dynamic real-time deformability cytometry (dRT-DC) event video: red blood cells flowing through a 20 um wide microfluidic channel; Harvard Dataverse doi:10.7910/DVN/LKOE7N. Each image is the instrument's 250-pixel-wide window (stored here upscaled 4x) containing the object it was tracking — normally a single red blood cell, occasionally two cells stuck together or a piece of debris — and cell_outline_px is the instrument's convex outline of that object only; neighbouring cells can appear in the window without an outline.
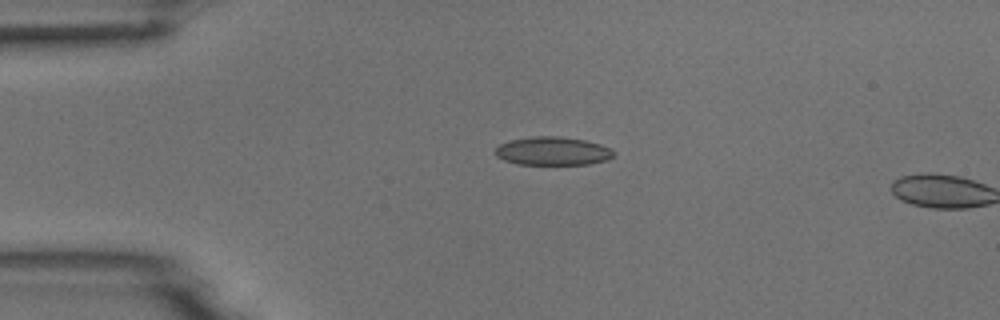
{"species": "common noctule bat (a hibernating species)", "species_latin": "Nyctalus noctula", "temperature_condition": "room temperature", "stored_images_in_passage": 2, "camera_frame_rate_fps": 3000, "um_per_image_px": 0.085, "animal": {"sex": "male", "body_mass_g": 18.8}, "frame": {"image": 1, "passage_image": 1, "time_ms": 0.0, "image_size_px": [1000, 320], "cell_outline_px": [[616, 152], [608, 160], [588, 164], [520, 164], [504, 160], [496, 156], [496, 148], [500, 144], [512, 140], [536, 136], [560, 136], [584, 140], [600, 144]], "centroid_in_image_um": [47.0, 12.84], "position_along_channel_um": 38.0, "area_um2": 19.36}}